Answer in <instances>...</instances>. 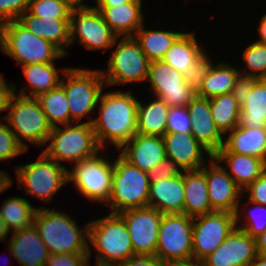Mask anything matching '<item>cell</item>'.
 Wrapping results in <instances>:
<instances>
[{"mask_svg": "<svg viewBox=\"0 0 266 266\" xmlns=\"http://www.w3.org/2000/svg\"><path fill=\"white\" fill-rule=\"evenodd\" d=\"M165 266H204L201 261H188V262H179V263H169Z\"/></svg>", "mask_w": 266, "mask_h": 266, "instance_id": "obj_58", "label": "cell"}, {"mask_svg": "<svg viewBox=\"0 0 266 266\" xmlns=\"http://www.w3.org/2000/svg\"><path fill=\"white\" fill-rule=\"evenodd\" d=\"M247 266H266V256L258 254Z\"/></svg>", "mask_w": 266, "mask_h": 266, "instance_id": "obj_56", "label": "cell"}, {"mask_svg": "<svg viewBox=\"0 0 266 266\" xmlns=\"http://www.w3.org/2000/svg\"><path fill=\"white\" fill-rule=\"evenodd\" d=\"M246 47L243 59L247 69L241 74L256 79H266V45L255 41Z\"/></svg>", "mask_w": 266, "mask_h": 266, "instance_id": "obj_38", "label": "cell"}, {"mask_svg": "<svg viewBox=\"0 0 266 266\" xmlns=\"http://www.w3.org/2000/svg\"><path fill=\"white\" fill-rule=\"evenodd\" d=\"M28 87L31 88V97L48 92L61 84L59 71L54 63L31 64L22 66Z\"/></svg>", "mask_w": 266, "mask_h": 266, "instance_id": "obj_36", "label": "cell"}, {"mask_svg": "<svg viewBox=\"0 0 266 266\" xmlns=\"http://www.w3.org/2000/svg\"><path fill=\"white\" fill-rule=\"evenodd\" d=\"M11 179L12 178L5 171H0V193L11 186Z\"/></svg>", "mask_w": 266, "mask_h": 266, "instance_id": "obj_54", "label": "cell"}, {"mask_svg": "<svg viewBox=\"0 0 266 266\" xmlns=\"http://www.w3.org/2000/svg\"><path fill=\"white\" fill-rule=\"evenodd\" d=\"M149 63L134 36L122 37L109 59L108 73L101 71L104 87L146 81Z\"/></svg>", "mask_w": 266, "mask_h": 266, "instance_id": "obj_11", "label": "cell"}, {"mask_svg": "<svg viewBox=\"0 0 266 266\" xmlns=\"http://www.w3.org/2000/svg\"><path fill=\"white\" fill-rule=\"evenodd\" d=\"M16 94L11 99L8 114L3 117L8 121V126L17 141L26 150L28 145L22 138L41 147L47 142L53 127L49 124L36 97L27 94L23 87L18 96Z\"/></svg>", "mask_w": 266, "mask_h": 266, "instance_id": "obj_5", "label": "cell"}, {"mask_svg": "<svg viewBox=\"0 0 266 266\" xmlns=\"http://www.w3.org/2000/svg\"><path fill=\"white\" fill-rule=\"evenodd\" d=\"M142 0L114 7H94L100 11L105 22L117 37L134 36L136 31L144 24L142 15ZM134 32V33H133Z\"/></svg>", "mask_w": 266, "mask_h": 266, "instance_id": "obj_26", "label": "cell"}, {"mask_svg": "<svg viewBox=\"0 0 266 266\" xmlns=\"http://www.w3.org/2000/svg\"><path fill=\"white\" fill-rule=\"evenodd\" d=\"M183 32H172L162 30H146L144 24L136 31L134 38L140 44L141 50L148 60H162L174 41Z\"/></svg>", "mask_w": 266, "mask_h": 266, "instance_id": "obj_33", "label": "cell"}, {"mask_svg": "<svg viewBox=\"0 0 266 266\" xmlns=\"http://www.w3.org/2000/svg\"><path fill=\"white\" fill-rule=\"evenodd\" d=\"M62 72L65 77L62 78L61 85L68 99L70 123H80L96 107L106 83L101 70L63 68Z\"/></svg>", "mask_w": 266, "mask_h": 266, "instance_id": "obj_8", "label": "cell"}, {"mask_svg": "<svg viewBox=\"0 0 266 266\" xmlns=\"http://www.w3.org/2000/svg\"><path fill=\"white\" fill-rule=\"evenodd\" d=\"M253 205H256V208L254 207V209L249 211V214L246 213L248 217L246 216L245 225L242 224L240 226L236 224V227L244 230L251 237L256 238L266 230V206L257 203H253ZM258 212L260 213L257 214Z\"/></svg>", "mask_w": 266, "mask_h": 266, "instance_id": "obj_43", "label": "cell"}, {"mask_svg": "<svg viewBox=\"0 0 266 266\" xmlns=\"http://www.w3.org/2000/svg\"><path fill=\"white\" fill-rule=\"evenodd\" d=\"M249 194L247 203H257L266 206V172L260 175L243 191Z\"/></svg>", "mask_w": 266, "mask_h": 266, "instance_id": "obj_47", "label": "cell"}, {"mask_svg": "<svg viewBox=\"0 0 266 266\" xmlns=\"http://www.w3.org/2000/svg\"><path fill=\"white\" fill-rule=\"evenodd\" d=\"M257 253L266 256V230L256 237Z\"/></svg>", "mask_w": 266, "mask_h": 266, "instance_id": "obj_51", "label": "cell"}, {"mask_svg": "<svg viewBox=\"0 0 266 266\" xmlns=\"http://www.w3.org/2000/svg\"><path fill=\"white\" fill-rule=\"evenodd\" d=\"M210 108L215 125L223 136L238 126L241 106L232 93L210 98Z\"/></svg>", "mask_w": 266, "mask_h": 266, "instance_id": "obj_35", "label": "cell"}, {"mask_svg": "<svg viewBox=\"0 0 266 266\" xmlns=\"http://www.w3.org/2000/svg\"><path fill=\"white\" fill-rule=\"evenodd\" d=\"M193 218L184 213L162 214L155 256L165 265L192 261Z\"/></svg>", "mask_w": 266, "mask_h": 266, "instance_id": "obj_9", "label": "cell"}, {"mask_svg": "<svg viewBox=\"0 0 266 266\" xmlns=\"http://www.w3.org/2000/svg\"><path fill=\"white\" fill-rule=\"evenodd\" d=\"M131 92L101 93L99 117L86 121L92 124L101 148L109 140L119 150L137 134L139 100Z\"/></svg>", "mask_w": 266, "mask_h": 266, "instance_id": "obj_1", "label": "cell"}, {"mask_svg": "<svg viewBox=\"0 0 266 266\" xmlns=\"http://www.w3.org/2000/svg\"><path fill=\"white\" fill-rule=\"evenodd\" d=\"M238 126L266 128V79L253 78V90L241 105Z\"/></svg>", "mask_w": 266, "mask_h": 266, "instance_id": "obj_30", "label": "cell"}, {"mask_svg": "<svg viewBox=\"0 0 266 266\" xmlns=\"http://www.w3.org/2000/svg\"><path fill=\"white\" fill-rule=\"evenodd\" d=\"M155 97L162 99L169 107H187L196 94L185 82L184 75L162 60L149 63L146 81Z\"/></svg>", "mask_w": 266, "mask_h": 266, "instance_id": "obj_15", "label": "cell"}, {"mask_svg": "<svg viewBox=\"0 0 266 266\" xmlns=\"http://www.w3.org/2000/svg\"><path fill=\"white\" fill-rule=\"evenodd\" d=\"M213 65L214 64L209 60L204 50L196 59L195 64L184 76L185 82L195 94L200 91L203 81L206 75L209 74Z\"/></svg>", "mask_w": 266, "mask_h": 266, "instance_id": "obj_40", "label": "cell"}, {"mask_svg": "<svg viewBox=\"0 0 266 266\" xmlns=\"http://www.w3.org/2000/svg\"><path fill=\"white\" fill-rule=\"evenodd\" d=\"M210 159V166L204 165L201 170L206 175L208 197L214 211H226L235 214L236 224L241 220L240 197L244 196L242 190L228 175L227 169L219 165L214 158ZM240 211V212H239Z\"/></svg>", "mask_w": 266, "mask_h": 266, "instance_id": "obj_17", "label": "cell"}, {"mask_svg": "<svg viewBox=\"0 0 266 266\" xmlns=\"http://www.w3.org/2000/svg\"><path fill=\"white\" fill-rule=\"evenodd\" d=\"M78 38L88 50H103L113 48L119 37L105 22L100 11L87 7L72 9L70 13V46Z\"/></svg>", "mask_w": 266, "mask_h": 266, "instance_id": "obj_14", "label": "cell"}, {"mask_svg": "<svg viewBox=\"0 0 266 266\" xmlns=\"http://www.w3.org/2000/svg\"><path fill=\"white\" fill-rule=\"evenodd\" d=\"M213 157L229 166L228 175L243 191L265 172L264 160L250 155L229 152L222 146Z\"/></svg>", "mask_w": 266, "mask_h": 266, "instance_id": "obj_24", "label": "cell"}, {"mask_svg": "<svg viewBox=\"0 0 266 266\" xmlns=\"http://www.w3.org/2000/svg\"><path fill=\"white\" fill-rule=\"evenodd\" d=\"M26 149L17 141L9 126L0 121V160L5 161L23 153Z\"/></svg>", "mask_w": 266, "mask_h": 266, "instance_id": "obj_41", "label": "cell"}, {"mask_svg": "<svg viewBox=\"0 0 266 266\" xmlns=\"http://www.w3.org/2000/svg\"><path fill=\"white\" fill-rule=\"evenodd\" d=\"M64 126L65 129L59 126L52 128L47 140L51 143L42 151L48 158L59 164L64 160L77 163L96 155L102 149L91 123H70Z\"/></svg>", "mask_w": 266, "mask_h": 266, "instance_id": "obj_6", "label": "cell"}, {"mask_svg": "<svg viewBox=\"0 0 266 266\" xmlns=\"http://www.w3.org/2000/svg\"><path fill=\"white\" fill-rule=\"evenodd\" d=\"M7 244L20 266H45L50 255L34 224L13 232Z\"/></svg>", "mask_w": 266, "mask_h": 266, "instance_id": "obj_22", "label": "cell"}, {"mask_svg": "<svg viewBox=\"0 0 266 266\" xmlns=\"http://www.w3.org/2000/svg\"><path fill=\"white\" fill-rule=\"evenodd\" d=\"M71 8L61 0H31L27 11L34 16L70 19Z\"/></svg>", "mask_w": 266, "mask_h": 266, "instance_id": "obj_39", "label": "cell"}, {"mask_svg": "<svg viewBox=\"0 0 266 266\" xmlns=\"http://www.w3.org/2000/svg\"><path fill=\"white\" fill-rule=\"evenodd\" d=\"M36 98L52 127L70 124L68 99L61 84Z\"/></svg>", "mask_w": 266, "mask_h": 266, "instance_id": "obj_37", "label": "cell"}, {"mask_svg": "<svg viewBox=\"0 0 266 266\" xmlns=\"http://www.w3.org/2000/svg\"><path fill=\"white\" fill-rule=\"evenodd\" d=\"M202 52L195 34L185 32L174 41L162 61L185 76Z\"/></svg>", "mask_w": 266, "mask_h": 266, "instance_id": "obj_29", "label": "cell"}, {"mask_svg": "<svg viewBox=\"0 0 266 266\" xmlns=\"http://www.w3.org/2000/svg\"><path fill=\"white\" fill-rule=\"evenodd\" d=\"M118 214L127 226L134 255H155L162 213L147 206Z\"/></svg>", "mask_w": 266, "mask_h": 266, "instance_id": "obj_16", "label": "cell"}, {"mask_svg": "<svg viewBox=\"0 0 266 266\" xmlns=\"http://www.w3.org/2000/svg\"><path fill=\"white\" fill-rule=\"evenodd\" d=\"M17 21L30 32L54 44L65 55L68 53L65 48L70 46V19L42 18L26 11Z\"/></svg>", "mask_w": 266, "mask_h": 266, "instance_id": "obj_25", "label": "cell"}, {"mask_svg": "<svg viewBox=\"0 0 266 266\" xmlns=\"http://www.w3.org/2000/svg\"><path fill=\"white\" fill-rule=\"evenodd\" d=\"M61 1L64 2L71 9H80V8L90 7L82 3L83 0H61Z\"/></svg>", "mask_w": 266, "mask_h": 266, "instance_id": "obj_55", "label": "cell"}, {"mask_svg": "<svg viewBox=\"0 0 266 266\" xmlns=\"http://www.w3.org/2000/svg\"><path fill=\"white\" fill-rule=\"evenodd\" d=\"M264 165H265V172H266V158L264 160Z\"/></svg>", "mask_w": 266, "mask_h": 266, "instance_id": "obj_59", "label": "cell"}, {"mask_svg": "<svg viewBox=\"0 0 266 266\" xmlns=\"http://www.w3.org/2000/svg\"><path fill=\"white\" fill-rule=\"evenodd\" d=\"M253 90V77L240 74L232 90L238 104L241 106Z\"/></svg>", "mask_w": 266, "mask_h": 266, "instance_id": "obj_48", "label": "cell"}, {"mask_svg": "<svg viewBox=\"0 0 266 266\" xmlns=\"http://www.w3.org/2000/svg\"><path fill=\"white\" fill-rule=\"evenodd\" d=\"M184 171L150 183L148 206L162 214L183 213Z\"/></svg>", "mask_w": 266, "mask_h": 266, "instance_id": "obj_23", "label": "cell"}, {"mask_svg": "<svg viewBox=\"0 0 266 266\" xmlns=\"http://www.w3.org/2000/svg\"><path fill=\"white\" fill-rule=\"evenodd\" d=\"M170 107L160 98L149 104L139 101L137 111V133L163 137L166 133L167 117Z\"/></svg>", "mask_w": 266, "mask_h": 266, "instance_id": "obj_31", "label": "cell"}, {"mask_svg": "<svg viewBox=\"0 0 266 266\" xmlns=\"http://www.w3.org/2000/svg\"><path fill=\"white\" fill-rule=\"evenodd\" d=\"M229 152L250 155L265 160L266 128L236 126L223 145Z\"/></svg>", "mask_w": 266, "mask_h": 266, "instance_id": "obj_28", "label": "cell"}, {"mask_svg": "<svg viewBox=\"0 0 266 266\" xmlns=\"http://www.w3.org/2000/svg\"><path fill=\"white\" fill-rule=\"evenodd\" d=\"M132 0H96L97 7H114L131 2Z\"/></svg>", "mask_w": 266, "mask_h": 266, "instance_id": "obj_52", "label": "cell"}, {"mask_svg": "<svg viewBox=\"0 0 266 266\" xmlns=\"http://www.w3.org/2000/svg\"><path fill=\"white\" fill-rule=\"evenodd\" d=\"M9 85L7 86L3 75L0 74V112L9 109L11 99L16 92L14 84L9 83Z\"/></svg>", "mask_w": 266, "mask_h": 266, "instance_id": "obj_50", "label": "cell"}, {"mask_svg": "<svg viewBox=\"0 0 266 266\" xmlns=\"http://www.w3.org/2000/svg\"><path fill=\"white\" fill-rule=\"evenodd\" d=\"M122 148L120 155L146 173L166 158L164 140L159 136L137 133L119 150Z\"/></svg>", "mask_w": 266, "mask_h": 266, "instance_id": "obj_21", "label": "cell"}, {"mask_svg": "<svg viewBox=\"0 0 266 266\" xmlns=\"http://www.w3.org/2000/svg\"><path fill=\"white\" fill-rule=\"evenodd\" d=\"M68 170V181H73L80 194L91 201L108 202L114 173L113 162L96 155L73 163Z\"/></svg>", "mask_w": 266, "mask_h": 266, "instance_id": "obj_12", "label": "cell"}, {"mask_svg": "<svg viewBox=\"0 0 266 266\" xmlns=\"http://www.w3.org/2000/svg\"><path fill=\"white\" fill-rule=\"evenodd\" d=\"M89 253L51 254L45 266H89Z\"/></svg>", "mask_w": 266, "mask_h": 266, "instance_id": "obj_45", "label": "cell"}, {"mask_svg": "<svg viewBox=\"0 0 266 266\" xmlns=\"http://www.w3.org/2000/svg\"><path fill=\"white\" fill-rule=\"evenodd\" d=\"M37 209L26 198L11 197L1 205L0 216L8 231L16 232L33 225Z\"/></svg>", "mask_w": 266, "mask_h": 266, "instance_id": "obj_34", "label": "cell"}, {"mask_svg": "<svg viewBox=\"0 0 266 266\" xmlns=\"http://www.w3.org/2000/svg\"><path fill=\"white\" fill-rule=\"evenodd\" d=\"M37 161L14 167L17 185L30 196H36L45 204L52 200L56 192L68 181V170L64 165L48 158L43 152ZM22 184V185H21Z\"/></svg>", "mask_w": 266, "mask_h": 266, "instance_id": "obj_10", "label": "cell"}, {"mask_svg": "<svg viewBox=\"0 0 266 266\" xmlns=\"http://www.w3.org/2000/svg\"><path fill=\"white\" fill-rule=\"evenodd\" d=\"M31 0H0V25L17 20L27 11Z\"/></svg>", "mask_w": 266, "mask_h": 266, "instance_id": "obj_44", "label": "cell"}, {"mask_svg": "<svg viewBox=\"0 0 266 266\" xmlns=\"http://www.w3.org/2000/svg\"><path fill=\"white\" fill-rule=\"evenodd\" d=\"M0 49L21 66L54 63L65 54L54 44L30 32L17 20L0 25Z\"/></svg>", "mask_w": 266, "mask_h": 266, "instance_id": "obj_4", "label": "cell"}, {"mask_svg": "<svg viewBox=\"0 0 266 266\" xmlns=\"http://www.w3.org/2000/svg\"><path fill=\"white\" fill-rule=\"evenodd\" d=\"M166 157L172 159L182 171L199 170L205 165L203 152L213 156L191 133H165Z\"/></svg>", "mask_w": 266, "mask_h": 266, "instance_id": "obj_19", "label": "cell"}, {"mask_svg": "<svg viewBox=\"0 0 266 266\" xmlns=\"http://www.w3.org/2000/svg\"><path fill=\"white\" fill-rule=\"evenodd\" d=\"M192 118L186 107H170L166 133H191Z\"/></svg>", "mask_w": 266, "mask_h": 266, "instance_id": "obj_42", "label": "cell"}, {"mask_svg": "<svg viewBox=\"0 0 266 266\" xmlns=\"http://www.w3.org/2000/svg\"><path fill=\"white\" fill-rule=\"evenodd\" d=\"M235 227V214L226 211H214L193 218L192 260L202 261L216 250Z\"/></svg>", "mask_w": 266, "mask_h": 266, "instance_id": "obj_13", "label": "cell"}, {"mask_svg": "<svg viewBox=\"0 0 266 266\" xmlns=\"http://www.w3.org/2000/svg\"><path fill=\"white\" fill-rule=\"evenodd\" d=\"M214 212L208 197L205 173L199 170L184 171L183 213L195 218Z\"/></svg>", "mask_w": 266, "mask_h": 266, "instance_id": "obj_27", "label": "cell"}, {"mask_svg": "<svg viewBox=\"0 0 266 266\" xmlns=\"http://www.w3.org/2000/svg\"><path fill=\"white\" fill-rule=\"evenodd\" d=\"M8 234H9V231L7 229V226L4 220L2 219V217L0 216V241L1 242L4 241L7 238Z\"/></svg>", "mask_w": 266, "mask_h": 266, "instance_id": "obj_57", "label": "cell"}, {"mask_svg": "<svg viewBox=\"0 0 266 266\" xmlns=\"http://www.w3.org/2000/svg\"><path fill=\"white\" fill-rule=\"evenodd\" d=\"M192 118L191 134L213 156L223 145V135L212 118L210 99L196 96L186 107Z\"/></svg>", "mask_w": 266, "mask_h": 266, "instance_id": "obj_20", "label": "cell"}, {"mask_svg": "<svg viewBox=\"0 0 266 266\" xmlns=\"http://www.w3.org/2000/svg\"><path fill=\"white\" fill-rule=\"evenodd\" d=\"M118 266H165L155 255H133Z\"/></svg>", "mask_w": 266, "mask_h": 266, "instance_id": "obj_49", "label": "cell"}, {"mask_svg": "<svg viewBox=\"0 0 266 266\" xmlns=\"http://www.w3.org/2000/svg\"><path fill=\"white\" fill-rule=\"evenodd\" d=\"M87 240L96 249L97 266H118L134 255L127 226L118 213L88 223Z\"/></svg>", "mask_w": 266, "mask_h": 266, "instance_id": "obj_3", "label": "cell"}, {"mask_svg": "<svg viewBox=\"0 0 266 266\" xmlns=\"http://www.w3.org/2000/svg\"><path fill=\"white\" fill-rule=\"evenodd\" d=\"M257 255L256 238L235 227L201 262L204 266H247Z\"/></svg>", "mask_w": 266, "mask_h": 266, "instance_id": "obj_18", "label": "cell"}, {"mask_svg": "<svg viewBox=\"0 0 266 266\" xmlns=\"http://www.w3.org/2000/svg\"><path fill=\"white\" fill-rule=\"evenodd\" d=\"M181 168L170 158H165L159 162L153 169L147 172L149 181L156 182L160 179L175 177L181 174Z\"/></svg>", "mask_w": 266, "mask_h": 266, "instance_id": "obj_46", "label": "cell"}, {"mask_svg": "<svg viewBox=\"0 0 266 266\" xmlns=\"http://www.w3.org/2000/svg\"><path fill=\"white\" fill-rule=\"evenodd\" d=\"M112 189L108 200L111 213L148 206V174L125 160L120 154L113 162Z\"/></svg>", "mask_w": 266, "mask_h": 266, "instance_id": "obj_7", "label": "cell"}, {"mask_svg": "<svg viewBox=\"0 0 266 266\" xmlns=\"http://www.w3.org/2000/svg\"><path fill=\"white\" fill-rule=\"evenodd\" d=\"M49 254L89 253L91 249L86 237H89L88 224L83 229L67 213L45 207L38 208L34 223Z\"/></svg>", "mask_w": 266, "mask_h": 266, "instance_id": "obj_2", "label": "cell"}, {"mask_svg": "<svg viewBox=\"0 0 266 266\" xmlns=\"http://www.w3.org/2000/svg\"><path fill=\"white\" fill-rule=\"evenodd\" d=\"M216 65H213L209 74L206 75L202 87L196 96L210 99L232 93L241 71L225 62H219Z\"/></svg>", "mask_w": 266, "mask_h": 266, "instance_id": "obj_32", "label": "cell"}, {"mask_svg": "<svg viewBox=\"0 0 266 266\" xmlns=\"http://www.w3.org/2000/svg\"><path fill=\"white\" fill-rule=\"evenodd\" d=\"M258 32L260 34V39L257 42L266 45V15L262 16L259 22Z\"/></svg>", "mask_w": 266, "mask_h": 266, "instance_id": "obj_53", "label": "cell"}]
</instances>
